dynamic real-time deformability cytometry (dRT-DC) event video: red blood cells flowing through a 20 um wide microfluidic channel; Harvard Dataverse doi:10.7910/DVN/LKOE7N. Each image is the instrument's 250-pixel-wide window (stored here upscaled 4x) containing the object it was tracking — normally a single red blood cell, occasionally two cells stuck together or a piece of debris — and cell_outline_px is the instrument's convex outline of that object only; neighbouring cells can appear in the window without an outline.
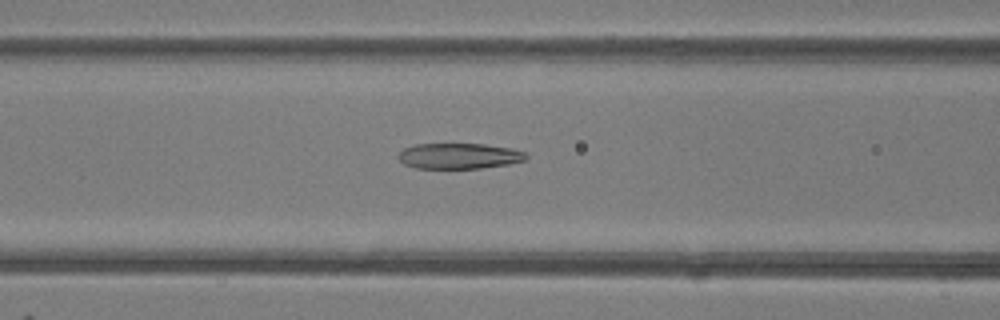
{"species": "common noctule bat (a hibernating species)", "species_latin": "Nyctalus noctula", "temperature_condition": "room temperature", "stored_images_in_passage": 42, "camera_frame_rate_fps": 3000, "um_per_image_px": 0.085, "animal": {"sex": "female"}, "frame": {"image": 1, "passage_image": 16, "time_ms": 5.0, "image_size_px": [1000, 320], "cell_outline_px": [[528, 156], [524, 160], [508, 164], [480, 168], [416, 168], [404, 164], [396, 156], [404, 148], [416, 144], [484, 144], [512, 148], [524, 152]], "centroid_in_image_um": [39.01, 13.25], "position_along_channel_um": 127.6, "area_um2": 19.02}}
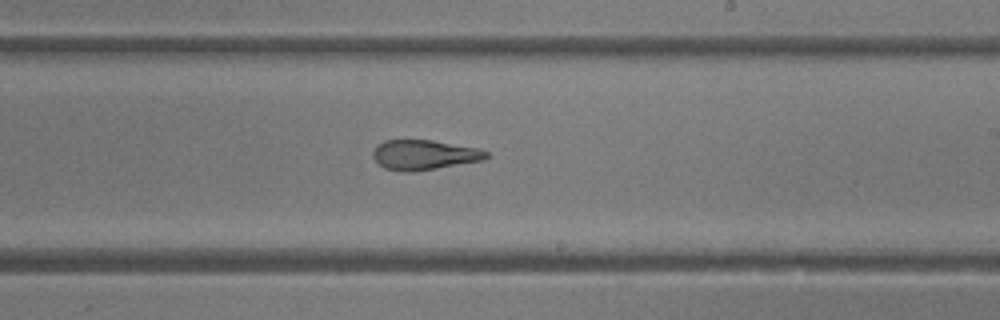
{"frame": {"image": 2, "passage_image": 25, "time_ms": 8.0, "image_size_px": [1000, 320], "cell_outline_px": [[488, 156], [484, 160], [412, 172], [400, 172], [384, 168], [372, 156], [372, 152], [376, 144], [384, 140], [432, 140], [480, 148], [488, 152]], "centroid_in_image_um": [36.04, 13.16], "position_along_channel_um": 253.0, "area_um2": 19.88}}
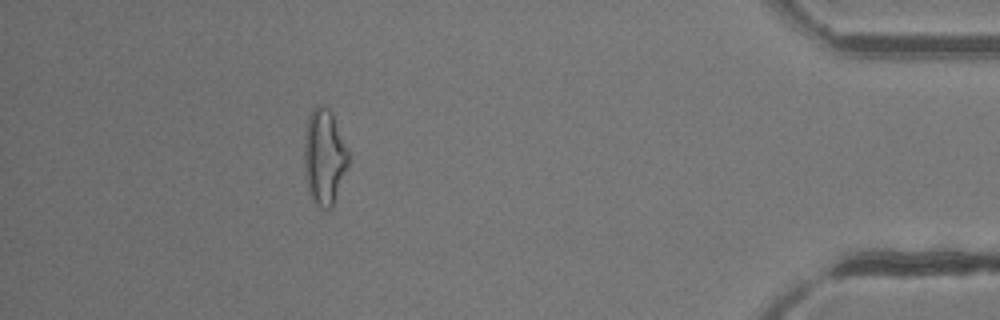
{"frame": {"image": 3, "passage_image": 40, "time_ms": 13.0, "image_size_px": [1000, 320], "cell_outline_px": [[348, 164], [332, 208], [320, 208], [312, 200], [308, 188], [304, 172], [304, 144], [308, 116], [312, 108], [316, 104], [324, 104], [332, 112], [348, 148]], "centroid_in_image_um": [27.55, 13.29], "position_along_channel_um": 407.6, "area_um2": 24.8}, "authors_computed_cell_mechanics": {"area_um2": 21.386, "velocity_mm_per_s": 4.1713, "shape_relaxation_time_tau1_ms": null, "shape_relaxation_time_tau2_ms": 1.2404, "deformation_change_tau1": null, "deformation_change_tau2": 0.102}}